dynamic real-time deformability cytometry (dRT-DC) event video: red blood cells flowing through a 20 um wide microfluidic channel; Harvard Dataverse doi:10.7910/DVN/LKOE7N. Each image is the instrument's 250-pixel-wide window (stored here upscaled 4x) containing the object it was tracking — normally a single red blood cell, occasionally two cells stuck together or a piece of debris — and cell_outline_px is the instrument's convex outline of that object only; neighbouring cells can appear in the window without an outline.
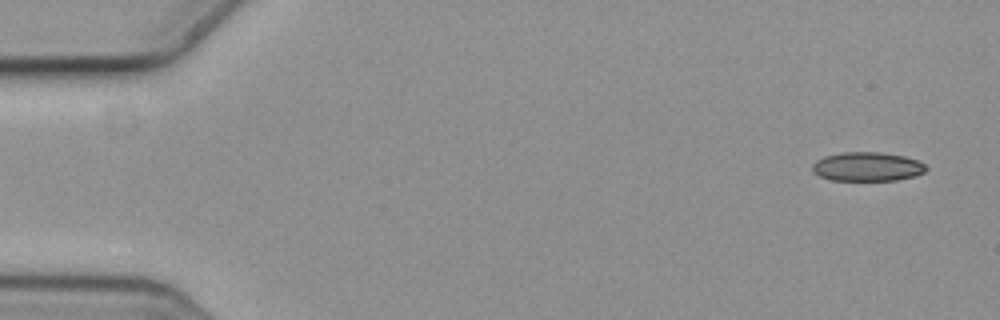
{"species": "common noctule bat (a hibernating species)", "species_latin": "Nyctalus noctula", "temperature_condition": "cold", "stored_images_in_passage": 3, "camera_frame_rate_fps": 3000, "um_per_image_px": 0.085, "animal": {"sex": "female", "body_mass_g": 19.3, "forearm_length_mm": 54.1}, "frame": {"image": 1, "passage_image": 1, "time_ms": 0.0, "image_size_px": [1000, 320], "cell_outline_px": [[928, 168], [924, 172], [916, 176], [896, 180], [832, 180], [820, 176], [812, 168], [812, 164], [816, 160], [824, 156], [840, 152], [880, 152], [904, 156], [916, 160], [924, 164]], "centroid_in_image_um": [73.73, 14.16], "position_along_channel_um": 11.3, "area_um2": 19.19}}